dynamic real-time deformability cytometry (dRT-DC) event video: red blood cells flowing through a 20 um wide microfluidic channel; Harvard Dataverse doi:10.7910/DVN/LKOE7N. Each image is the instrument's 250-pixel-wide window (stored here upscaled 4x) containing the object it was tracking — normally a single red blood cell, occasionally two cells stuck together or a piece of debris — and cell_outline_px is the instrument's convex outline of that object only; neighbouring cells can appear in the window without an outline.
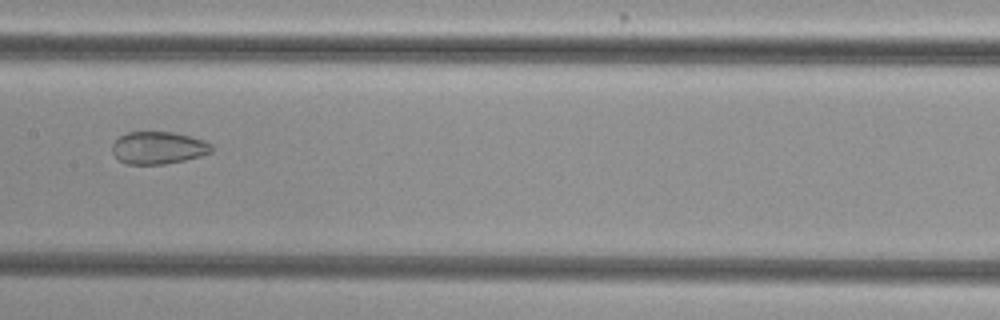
{"species": "common noctule bat (a hibernating species)", "species_latin": "Nyctalus noctula", "temperature_condition": "cold", "stored_images_in_passage": 14, "camera_frame_rate_fps": 3000, "um_per_image_px": 0.085, "animal": {"sex": "female", "body_mass_g": 29.2, "forearm_length_mm": 56.3}, "frame": {"image": 1, "passage_image": 12, "time_ms": 3.667, "image_size_px": [1000, 320], "cell_outline_px": [[212, 152], [200, 156], [184, 160], [164, 164], [128, 164], [120, 160], [112, 152], [112, 144], [120, 136], [128, 132], [176, 132], [204, 140], [212, 144]], "centroid_in_image_um": [13.47, 12.55], "position_along_channel_um": 193.9, "area_um2": 18.73}}